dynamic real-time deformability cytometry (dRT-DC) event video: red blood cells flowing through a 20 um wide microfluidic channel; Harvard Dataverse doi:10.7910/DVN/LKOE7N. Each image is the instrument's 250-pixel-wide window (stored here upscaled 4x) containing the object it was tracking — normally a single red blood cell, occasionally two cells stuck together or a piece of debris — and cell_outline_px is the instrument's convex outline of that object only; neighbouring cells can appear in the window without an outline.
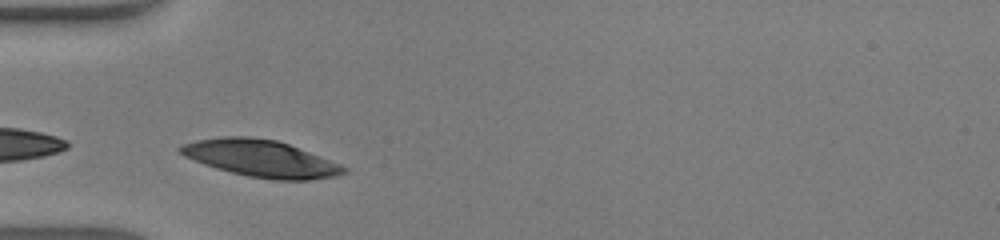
{"species": "human", "species_latin": "Homo sapiens", "temperature_condition": "warm", "stored_images_in_passage": 14, "camera_frame_rate_fps": 3000, "um_per_image_px": 0.085, "donor": {"sex": "male"}, "frame": {"image": 1, "passage_image": 1, "time_ms": 0.0, "image_size_px": [1000, 240], "cell_outline_px": [[348, 172], [336, 176], [308, 180], [272, 180], [248, 176], [216, 168], [204, 164], [184, 156], [176, 148], [180, 144], [196, 140], [224, 136], [248, 136], [276, 140], [288, 144], [340, 164], [348, 168]], "centroid_in_image_um": [22.15, 13.47], "position_along_channel_um": 62.9, "area_um2": 35.03}}
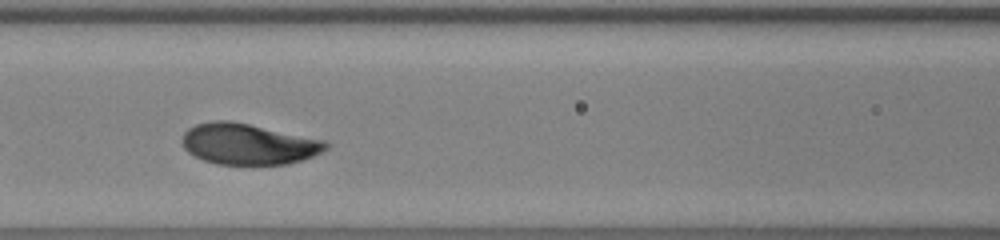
{"frame": {"image": 2, "passage_image": 7, "time_ms": 2.0, "image_size_px": [1000, 240], "cell_outline_px": [[328, 148], [324, 152], [288, 164], [216, 164], [204, 160], [188, 152], [184, 148], [180, 140], [184, 132], [188, 128], [196, 124], [212, 120], [228, 120], [328, 140]], "centroid_in_image_um": [21.11, 12.23], "position_along_channel_um": 145.5, "area_um2": 34.45}}
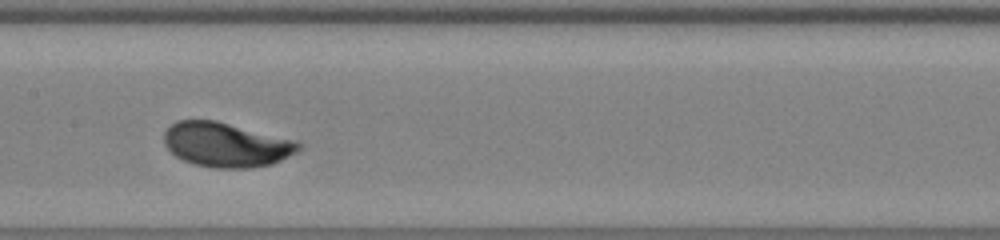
{"frame": {"image": 3, "passage_image": 10, "time_ms": 3.0, "image_size_px": [1000, 240], "cell_outline_px": [[304, 148], [272, 164], [248, 168], [216, 168], [196, 164], [184, 160], [176, 156], [164, 144], [164, 132], [176, 120], [216, 120], [300, 140], [304, 144]], "centroid_in_image_um": [19.3, 12.28], "position_along_channel_um": 188.1, "area_um2": 35.26}}